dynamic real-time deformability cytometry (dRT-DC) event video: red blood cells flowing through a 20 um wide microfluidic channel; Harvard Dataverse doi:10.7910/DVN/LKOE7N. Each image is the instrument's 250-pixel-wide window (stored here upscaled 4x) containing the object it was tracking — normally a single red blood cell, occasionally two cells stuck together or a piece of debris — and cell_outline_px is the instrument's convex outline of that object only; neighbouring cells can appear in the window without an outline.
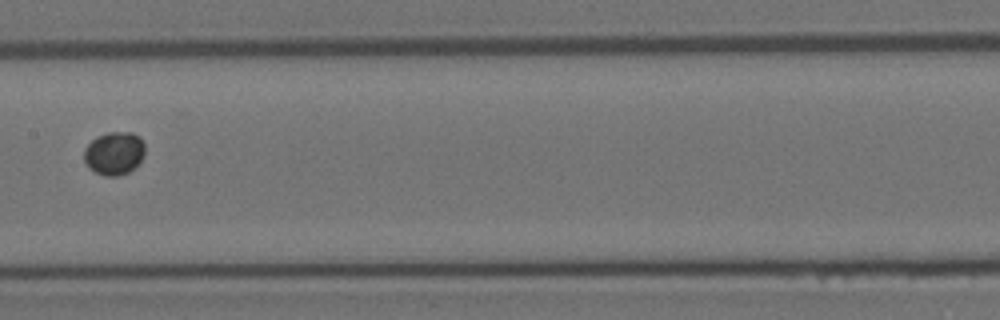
{"species": "Egyptian fruit bat (a non-hibernating species)", "species_latin": "Rousettus aegyptiacus", "temperature_condition": "room temperature", "stored_images_in_passage": 8, "camera_frame_rate_fps": 3000, "um_per_image_px": 0.085, "animal": {"sex": "female"}, "frame": {"image": 1, "passage_image": 8, "time_ms": 2.333, "image_size_px": [1000, 320], "cell_outline_px": [[144, 156], [128, 172], [116, 176], [104, 176], [88, 168], [84, 160], [84, 148], [96, 136], [108, 132], [132, 132], [140, 136], [144, 144]], "centroid_in_image_um": [9.69, 13.01], "position_along_channel_um": 197.7, "area_um2": 15.32}}